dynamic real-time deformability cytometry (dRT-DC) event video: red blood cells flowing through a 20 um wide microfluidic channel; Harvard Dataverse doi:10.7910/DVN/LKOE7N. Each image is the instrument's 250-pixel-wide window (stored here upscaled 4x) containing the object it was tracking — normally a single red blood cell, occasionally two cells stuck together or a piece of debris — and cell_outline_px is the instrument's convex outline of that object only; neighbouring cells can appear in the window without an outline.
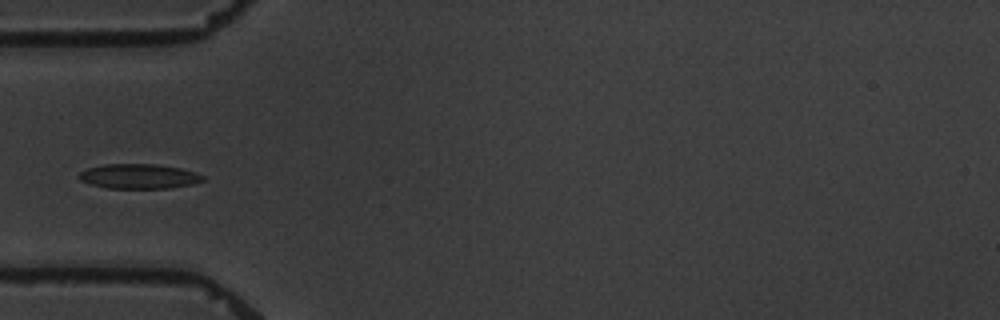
{"species": "common noctule bat (a hibernating species)", "species_latin": "Nyctalus noctula", "temperature_condition": "warm", "stored_images_in_passage": 9, "camera_frame_rate_fps": 3000, "um_per_image_px": 0.085, "animal": {"sex": "male", "body_mass_g": 19.5, "forearm_length_mm": 54.6}, "frame": {"image": 1, "passage_image": 3, "time_ms": 2.333, "image_size_px": [1000, 320], "cell_outline_px": [[204, 180], [192, 184], [168, 188], [108, 188], [92, 184], [80, 180], [76, 176], [80, 172], [88, 168], [104, 164], [156, 164], [180, 168], [196, 172], [204, 176]], "centroid_in_image_um": [11.8, 14.98], "position_along_channel_um": 73.2, "area_um2": 17.8}}
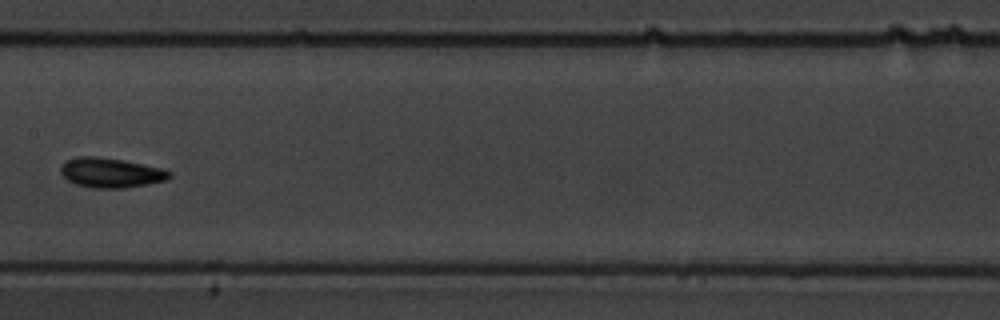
{"frame": {"image": 2, "passage_image": 6, "time_ms": 6.0, "image_size_px": [1000, 320], "cell_outline_px": [[172, 176], [164, 180], [148, 184], [124, 188], [92, 188], [76, 184], [68, 180], [60, 172], [60, 168], [64, 160], [80, 156], [96, 156], [124, 160], [160, 168], [172, 172]], "centroid_in_image_um": [9.39, 14.67], "position_along_channel_um": 198.0, "area_um2": 18.84}}
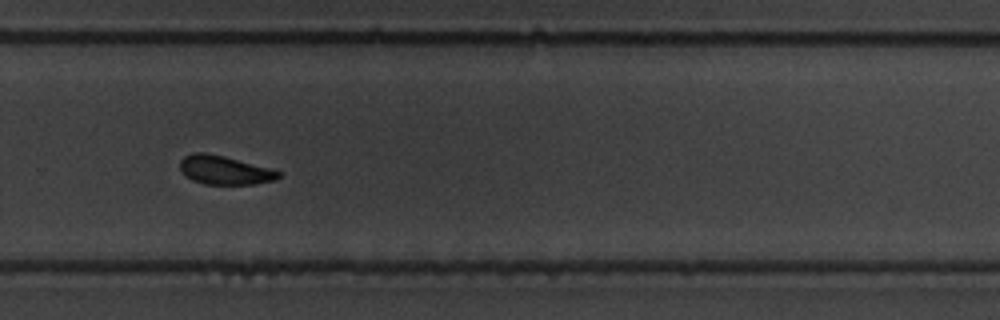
{"frame": {"image": 3, "passage_image": 9, "time_ms": 9.333, "image_size_px": [1000, 320], "cell_outline_px": [[280, 176], [276, 180], [256, 184], [204, 184], [192, 180], [180, 168], [180, 160], [184, 156], [192, 152], [204, 152], [224, 156], [268, 168], [280, 172]], "centroid_in_image_um": [19.07, 14.46], "position_along_channel_um": 310.7, "area_um2": 16.3}}